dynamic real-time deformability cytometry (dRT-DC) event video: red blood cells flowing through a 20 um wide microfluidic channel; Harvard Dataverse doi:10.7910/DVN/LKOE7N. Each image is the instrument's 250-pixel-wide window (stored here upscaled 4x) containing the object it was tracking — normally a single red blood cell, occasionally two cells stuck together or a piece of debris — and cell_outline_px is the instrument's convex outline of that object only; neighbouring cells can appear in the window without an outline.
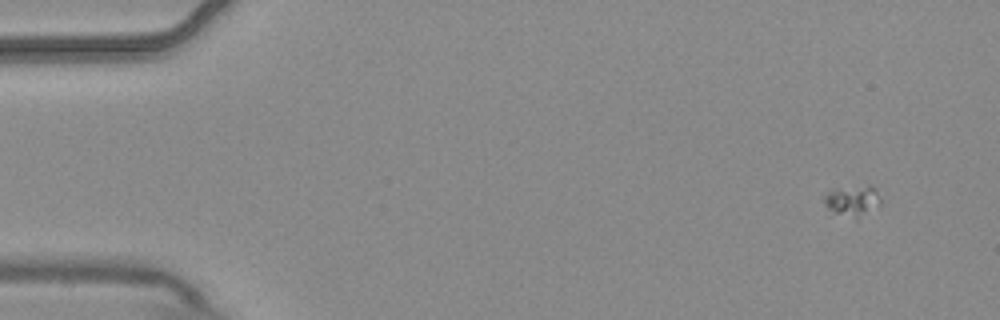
{"species": "common noctule bat (a hibernating species)", "species_latin": "Nyctalus noctula", "temperature_condition": "warm", "stored_images_in_passage": 6, "camera_frame_rate_fps": 3000, "um_per_image_px": 0.085, "animal": {"sex": "male", "body_mass_g": 20.4}, "frame": {"image": 1, "passage_image": 1, "time_ms": 0.0, "image_size_px": [1000, 320], "cell_outline_px": [[880, 204], [856, 220], [836, 212], [828, 208], [824, 204], [824, 196], [832, 188], [868, 184], [876, 188], [880, 196]], "centroid_in_image_um": [72.48, 17.02], "position_along_channel_um": 12.5, "area_um2": 10.29}}
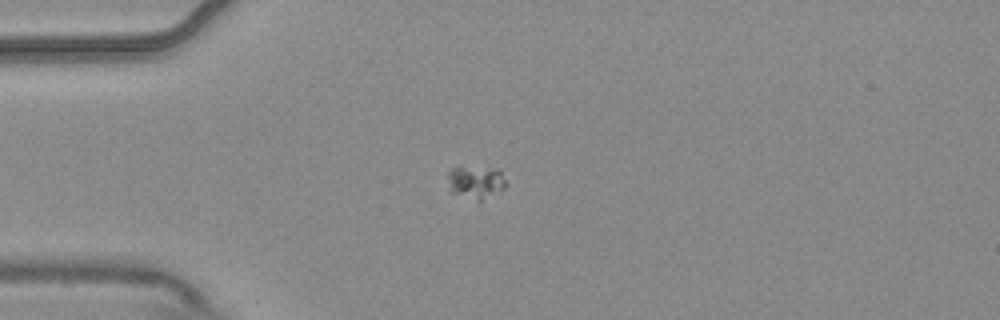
{"frame": {"image": 2, "passage_image": 4, "time_ms": 1.0, "image_size_px": [1000, 320], "cell_outline_px": [[504, 188], [480, 200], [476, 200], [448, 192], [448, 172], [452, 168], [496, 168], [500, 172], [504, 180]], "centroid_in_image_um": [40.37, 15.49], "position_along_channel_um": 44.6, "area_um2": 10.75}}